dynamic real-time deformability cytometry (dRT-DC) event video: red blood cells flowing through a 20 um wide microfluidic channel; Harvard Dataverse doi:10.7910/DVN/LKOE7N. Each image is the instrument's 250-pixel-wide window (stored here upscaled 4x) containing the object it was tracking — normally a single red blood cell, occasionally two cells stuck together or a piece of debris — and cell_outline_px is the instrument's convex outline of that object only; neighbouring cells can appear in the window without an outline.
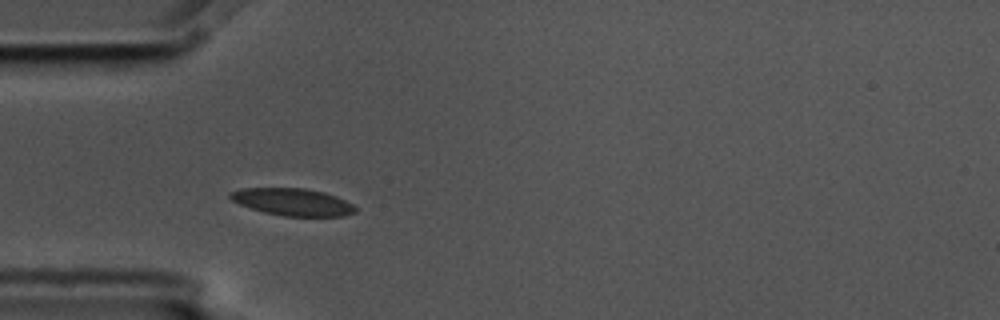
{"species": "common noctule bat (a hibernating species)", "species_latin": "Nyctalus noctula", "temperature_condition": "cold", "stored_images_in_passage": 4, "camera_frame_rate_fps": 3000, "um_per_image_px": 0.085, "animal": {"sex": "male", "body_mass_g": 17.5, "forearm_length_mm": 52.3}, "frame": {"image": 1, "passage_image": 3, "time_ms": 0.667, "image_size_px": [1000, 320], "cell_outline_px": [[356, 212], [344, 216], [284, 216], [264, 212], [240, 204], [232, 200], [228, 196], [228, 192], [240, 188], [304, 188], [324, 192], [336, 196], [352, 204], [356, 208]], "centroid_in_image_um": [24.86, 17.16], "position_along_channel_um": 60.1, "area_um2": 19.83}}